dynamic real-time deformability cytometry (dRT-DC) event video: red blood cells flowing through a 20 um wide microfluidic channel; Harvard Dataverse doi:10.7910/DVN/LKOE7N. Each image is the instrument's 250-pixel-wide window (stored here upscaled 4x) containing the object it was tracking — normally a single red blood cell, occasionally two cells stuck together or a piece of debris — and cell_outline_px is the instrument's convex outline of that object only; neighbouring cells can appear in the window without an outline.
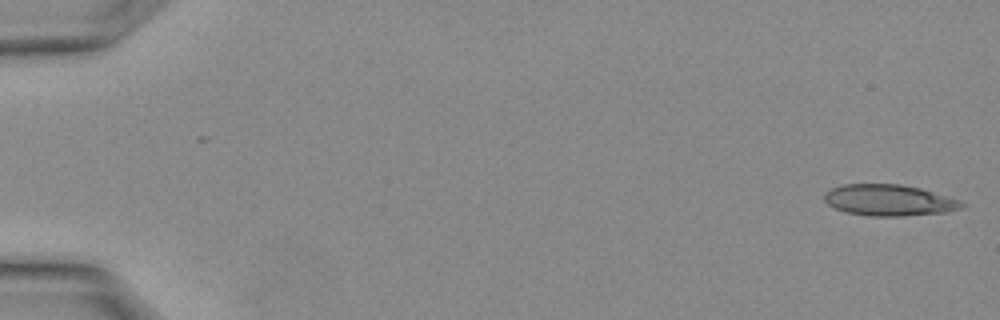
{"species": "Egyptian fruit bat (a non-hibernating species)", "species_latin": "Rousettus aegyptiacus", "temperature_condition": "warm", "stored_images_in_passage": 14, "camera_frame_rate_fps": 3000, "um_per_image_px": 0.085, "animal": {"sex": "female"}, "frame": {"image": 1, "passage_image": 1, "time_ms": 0.0, "image_size_px": [1000, 320], "cell_outline_px": [[964, 204], [960, 208], [948, 212], [904, 216], [868, 216], [844, 212], [828, 204], [824, 200], [824, 192], [832, 188], [844, 184], [900, 184], [920, 188], [956, 200]], "centroid_in_image_um": [75.5, 17.02], "position_along_channel_um": 9.5, "area_um2": 24.8}}
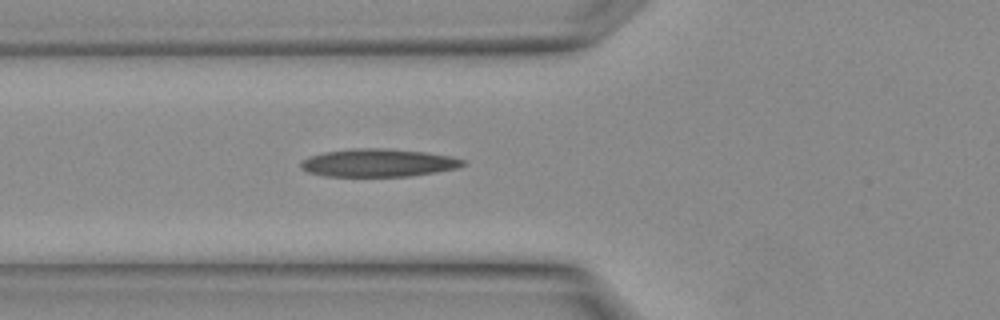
{"frame": {"image": 2, "passage_image": 12, "time_ms": 3.667, "image_size_px": [1000, 320], "cell_outline_px": [[468, 164], [456, 168], [436, 172], [408, 176], [328, 176], [308, 172], [300, 168], [300, 164], [308, 156], [324, 152], [352, 148], [384, 148], [424, 152], [452, 156], [468, 160]], "centroid_in_image_um": [32.19, 13.83], "position_along_channel_um": 93.6, "area_um2": 26.47}}
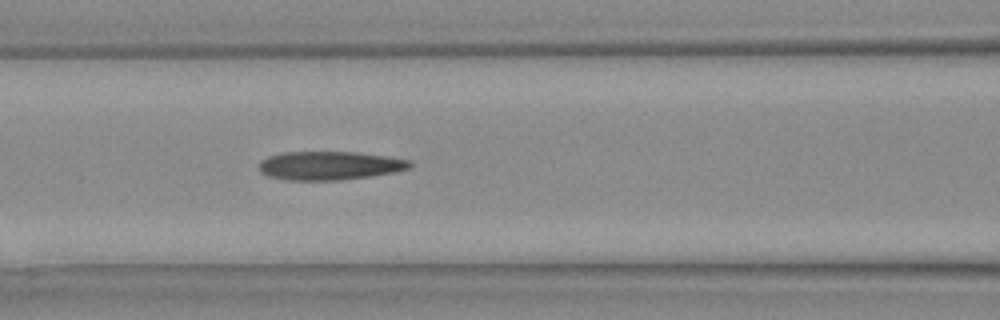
{"frame": {"image": 3, "passage_image": 14, "time_ms": 4.333, "image_size_px": [1000, 320], "cell_outline_px": [[412, 164], [408, 168], [396, 172], [368, 176], [336, 180], [288, 180], [268, 176], [260, 172], [260, 160], [268, 156], [284, 152], [356, 152], [412, 160]], "centroid_in_image_um": [28.0, 14.07], "position_along_channel_um": 138.6, "area_um2": 24.97}}